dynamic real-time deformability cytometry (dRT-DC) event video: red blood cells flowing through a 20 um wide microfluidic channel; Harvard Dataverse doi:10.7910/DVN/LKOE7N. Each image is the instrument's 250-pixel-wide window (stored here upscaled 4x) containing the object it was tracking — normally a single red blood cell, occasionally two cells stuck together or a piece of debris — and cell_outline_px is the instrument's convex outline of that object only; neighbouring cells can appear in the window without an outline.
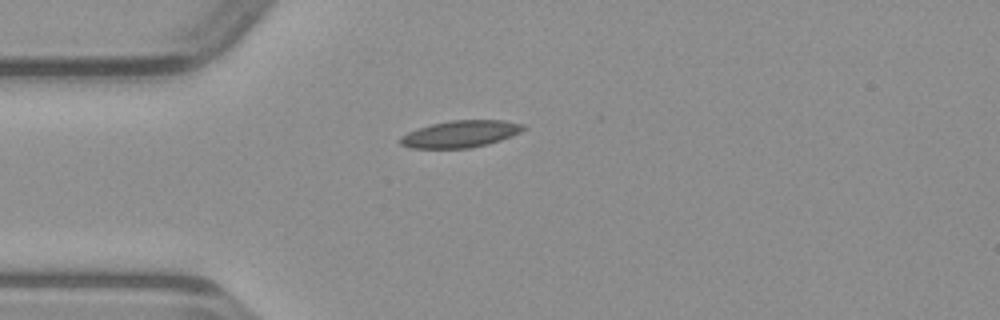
{"species": "common noctule bat (a hibernating species)", "species_latin": "Nyctalus noctula", "temperature_condition": "warm", "stored_images_in_passage": 37, "camera_frame_rate_fps": 3000, "um_per_image_px": 0.085, "animal": {"sex": "male", "body_mass_g": 23.1, "forearm_length_mm": 52.7}, "frame": {"image": 1, "passage_image": 1, "time_ms": 0.0, "image_size_px": [1000, 320], "cell_outline_px": [[528, 128], [512, 136], [488, 144], [468, 148], [412, 148], [400, 144], [400, 136], [408, 132], [432, 124], [452, 120], [504, 120], [524, 124]], "centroid_in_image_um": [39.18, 11.38], "position_along_channel_um": 45.8, "area_um2": 19.25}}
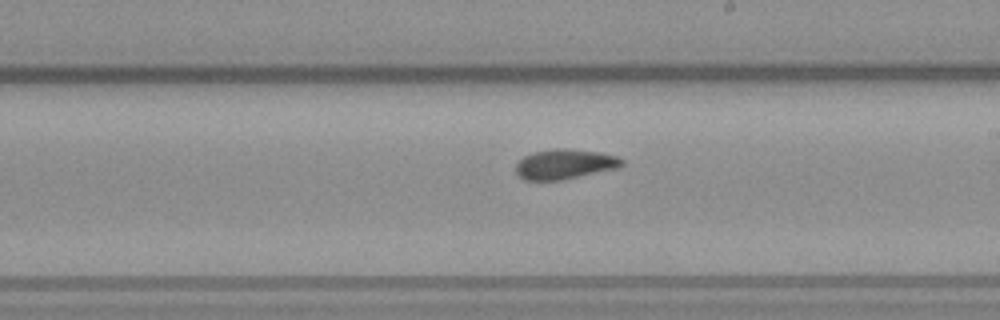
{"frame": {"image": 2, "passage_image": 16, "time_ms": 5.0, "image_size_px": [1000, 320], "cell_outline_px": [[624, 164], [616, 168], [560, 180], [524, 180], [516, 176], [516, 164], [524, 156], [532, 152], [556, 148], [560, 148], [600, 152], [616, 156], [624, 160]], "centroid_in_image_um": [47.96, 13.95], "position_along_channel_um": 241.0, "area_um2": 18.38}}
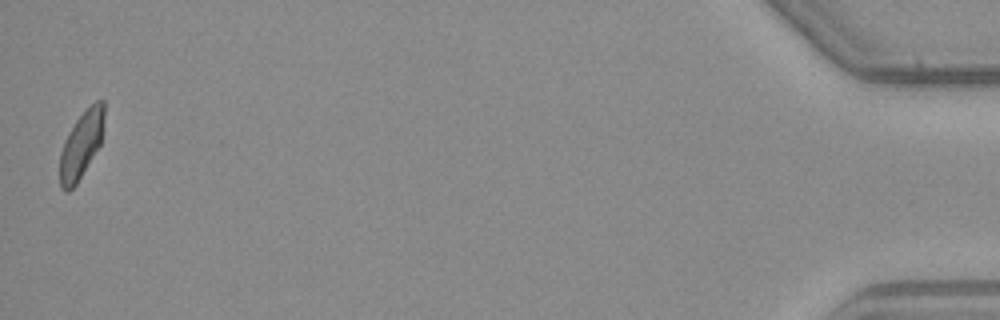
{"frame": {"image": 3, "passage_image": 37, "time_ms": 12.0, "image_size_px": [1000, 320], "cell_outline_px": [[104, 116], [100, 144], [76, 184], [68, 192], [64, 192], [60, 188], [60, 152], [64, 140], [68, 132], [76, 120], [96, 100], [104, 100]], "centroid_in_image_um": [6.88, 12.33], "position_along_channel_um": 428.3, "area_um2": 16.99}}